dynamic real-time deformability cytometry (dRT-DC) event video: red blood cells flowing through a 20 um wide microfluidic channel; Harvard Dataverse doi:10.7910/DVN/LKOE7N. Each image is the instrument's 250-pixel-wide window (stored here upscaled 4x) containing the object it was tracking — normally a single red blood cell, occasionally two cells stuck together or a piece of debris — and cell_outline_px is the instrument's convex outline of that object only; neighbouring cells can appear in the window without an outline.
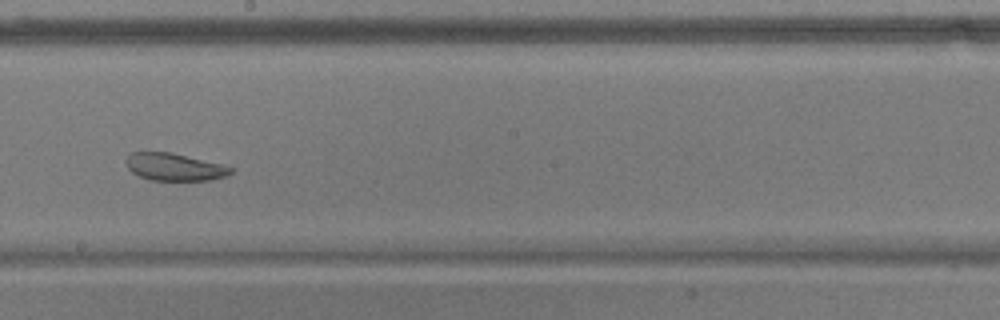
{"species": "common noctule bat (a hibernating species)", "species_latin": "Nyctalus noctula", "temperature_condition": "warm", "stored_images_in_passage": 41, "segment_of_instrument_passage": [1, 2], "camera_frame_rate_fps": 3000, "um_per_image_px": 0.085, "animal": {"sex": "male", "body_mass_g": 17.9}, "frame": {"image": 1, "passage_image": 18, "time_ms": 5.667, "image_size_px": [1000, 320], "cell_outline_px": [[236, 168], [228, 176], [212, 180], [152, 180], [140, 176], [132, 172], [128, 168], [124, 160], [132, 152], [172, 152]], "centroid_in_image_um": [14.85, 14.19], "position_along_channel_um": 233.4, "area_um2": 16.76}}